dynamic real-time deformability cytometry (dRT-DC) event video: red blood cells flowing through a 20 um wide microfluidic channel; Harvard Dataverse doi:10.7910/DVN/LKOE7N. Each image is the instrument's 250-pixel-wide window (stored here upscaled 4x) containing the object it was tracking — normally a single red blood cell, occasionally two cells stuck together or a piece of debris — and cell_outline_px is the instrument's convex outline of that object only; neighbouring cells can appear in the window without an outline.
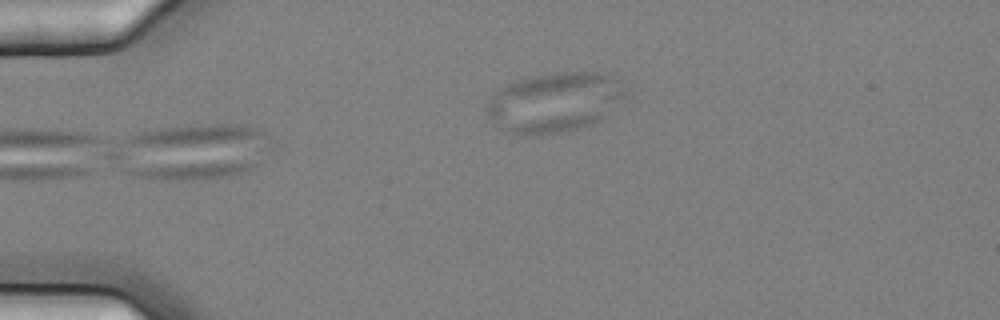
{"species": "common noctule bat (a hibernating species)", "species_latin": "Nyctalus noctula", "temperature_condition": "cold", "stored_images_in_passage": 5, "segment_of_instrument_passage": [2, 2], "camera_frame_rate_fps": 3000, "um_per_image_px": 0.085, "animal": {"sex": "female", "body_mass_g": 25.1}, "frame": {"image": 1, "passage_image": 5, "time_ms": 1.333, "image_size_px": [1000, 320], "cell_outline_px": [[624, 96], [600, 120], [592, 124], [580, 128], [560, 132], [536, 136], [524, 136], [508, 132], [492, 124], [484, 108], [488, 100], [500, 88], [516, 80], [532, 76], [556, 72], [604, 72], [616, 80], [624, 88]], "centroid_in_image_um": [47.05, 8.71], "position_along_channel_um": 38.0, "area_um2": 48.38}}